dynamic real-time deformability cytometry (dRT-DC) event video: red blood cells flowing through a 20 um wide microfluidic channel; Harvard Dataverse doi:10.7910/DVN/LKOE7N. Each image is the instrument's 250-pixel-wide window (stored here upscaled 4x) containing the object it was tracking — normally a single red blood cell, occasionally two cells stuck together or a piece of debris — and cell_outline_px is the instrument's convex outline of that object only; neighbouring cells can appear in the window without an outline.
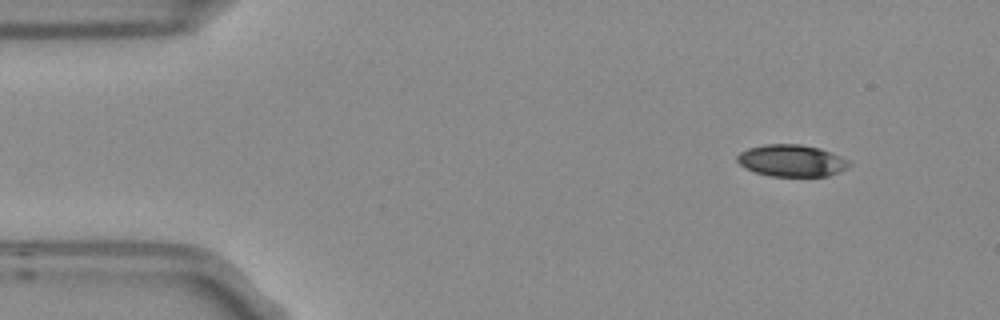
{"species": "Egyptian fruit bat (a non-hibernating species)", "species_latin": "Rousettus aegyptiacus", "temperature_condition": "room temperature", "stored_images_in_passage": 4, "camera_frame_rate_fps": 3000, "um_per_image_px": 0.085, "frame": {"image": 1, "passage_image": 1, "time_ms": 0.0, "image_size_px": [1000, 320], "cell_outline_px": [[852, 164], [840, 172], [828, 176], [768, 176], [744, 168], [736, 160], [736, 156], [740, 152], [748, 148], [764, 144], [800, 144], [820, 148], [848, 160]], "centroid_in_image_um": [67.26, 13.65], "position_along_channel_um": 17.7, "area_um2": 20.87}}
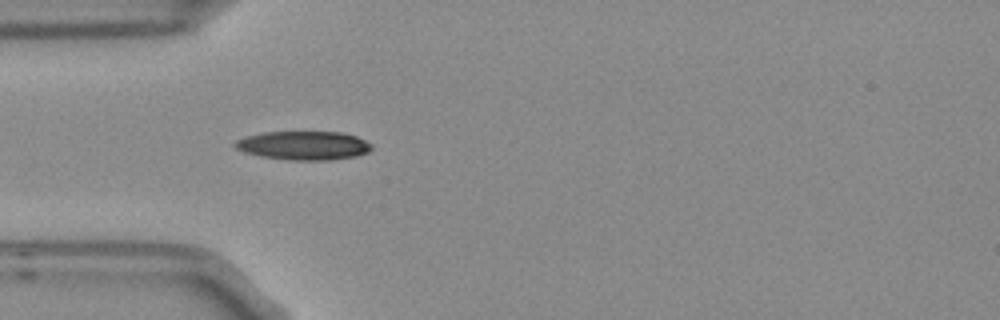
{"frame": {"image": 2, "passage_image": 4, "time_ms": 1.0, "image_size_px": [1000, 320], "cell_outline_px": [[372, 148], [368, 152], [356, 156], [328, 160], [284, 160], [260, 156], [244, 152], [236, 148], [232, 144], [236, 140], [248, 136], [264, 132], [340, 132], [356, 136], [372, 144]], "centroid_in_image_um": [25.8, 12.37], "position_along_channel_um": 59.2, "area_um2": 22.89}}